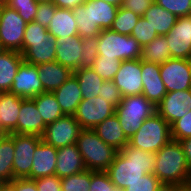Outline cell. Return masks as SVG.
Returning <instances> with one entry per match:
<instances>
[{
	"mask_svg": "<svg viewBox=\"0 0 191 191\" xmlns=\"http://www.w3.org/2000/svg\"><path fill=\"white\" fill-rule=\"evenodd\" d=\"M191 110V89L167 92L156 112L171 126Z\"/></svg>",
	"mask_w": 191,
	"mask_h": 191,
	"instance_id": "obj_16",
	"label": "cell"
},
{
	"mask_svg": "<svg viewBox=\"0 0 191 191\" xmlns=\"http://www.w3.org/2000/svg\"><path fill=\"white\" fill-rule=\"evenodd\" d=\"M140 16L134 14L128 9L118 8L116 18L113 21L111 30L119 34L131 35L132 30L136 26Z\"/></svg>",
	"mask_w": 191,
	"mask_h": 191,
	"instance_id": "obj_34",
	"label": "cell"
},
{
	"mask_svg": "<svg viewBox=\"0 0 191 191\" xmlns=\"http://www.w3.org/2000/svg\"><path fill=\"white\" fill-rule=\"evenodd\" d=\"M56 6L52 2L38 3L37 13L34 22L48 28L56 12Z\"/></svg>",
	"mask_w": 191,
	"mask_h": 191,
	"instance_id": "obj_45",
	"label": "cell"
},
{
	"mask_svg": "<svg viewBox=\"0 0 191 191\" xmlns=\"http://www.w3.org/2000/svg\"><path fill=\"white\" fill-rule=\"evenodd\" d=\"M102 1L113 4L117 7H120L122 4V0H102Z\"/></svg>",
	"mask_w": 191,
	"mask_h": 191,
	"instance_id": "obj_55",
	"label": "cell"
},
{
	"mask_svg": "<svg viewBox=\"0 0 191 191\" xmlns=\"http://www.w3.org/2000/svg\"><path fill=\"white\" fill-rule=\"evenodd\" d=\"M171 59L169 45L165 36H158L142 47L140 60L145 62L163 64Z\"/></svg>",
	"mask_w": 191,
	"mask_h": 191,
	"instance_id": "obj_33",
	"label": "cell"
},
{
	"mask_svg": "<svg viewBox=\"0 0 191 191\" xmlns=\"http://www.w3.org/2000/svg\"><path fill=\"white\" fill-rule=\"evenodd\" d=\"M72 11L76 20L78 35L81 38L91 37L90 8L80 4L73 8Z\"/></svg>",
	"mask_w": 191,
	"mask_h": 191,
	"instance_id": "obj_38",
	"label": "cell"
},
{
	"mask_svg": "<svg viewBox=\"0 0 191 191\" xmlns=\"http://www.w3.org/2000/svg\"><path fill=\"white\" fill-rule=\"evenodd\" d=\"M155 2V0H122L121 8L128 9L134 14L143 17L145 11Z\"/></svg>",
	"mask_w": 191,
	"mask_h": 191,
	"instance_id": "obj_48",
	"label": "cell"
},
{
	"mask_svg": "<svg viewBox=\"0 0 191 191\" xmlns=\"http://www.w3.org/2000/svg\"><path fill=\"white\" fill-rule=\"evenodd\" d=\"M14 133L6 134L0 141V178L10 182L13 178Z\"/></svg>",
	"mask_w": 191,
	"mask_h": 191,
	"instance_id": "obj_32",
	"label": "cell"
},
{
	"mask_svg": "<svg viewBox=\"0 0 191 191\" xmlns=\"http://www.w3.org/2000/svg\"><path fill=\"white\" fill-rule=\"evenodd\" d=\"M24 99L10 92L0 93V127L7 134H17L18 114Z\"/></svg>",
	"mask_w": 191,
	"mask_h": 191,
	"instance_id": "obj_23",
	"label": "cell"
},
{
	"mask_svg": "<svg viewBox=\"0 0 191 191\" xmlns=\"http://www.w3.org/2000/svg\"><path fill=\"white\" fill-rule=\"evenodd\" d=\"M141 71L142 95L157 106L167 93L160 75V64L141 60Z\"/></svg>",
	"mask_w": 191,
	"mask_h": 191,
	"instance_id": "obj_17",
	"label": "cell"
},
{
	"mask_svg": "<svg viewBox=\"0 0 191 191\" xmlns=\"http://www.w3.org/2000/svg\"><path fill=\"white\" fill-rule=\"evenodd\" d=\"M171 137L175 141L191 137V110L171 125Z\"/></svg>",
	"mask_w": 191,
	"mask_h": 191,
	"instance_id": "obj_42",
	"label": "cell"
},
{
	"mask_svg": "<svg viewBox=\"0 0 191 191\" xmlns=\"http://www.w3.org/2000/svg\"><path fill=\"white\" fill-rule=\"evenodd\" d=\"M161 185L160 180L153 174H145L140 180L130 184L125 188V191H157V188Z\"/></svg>",
	"mask_w": 191,
	"mask_h": 191,
	"instance_id": "obj_44",
	"label": "cell"
},
{
	"mask_svg": "<svg viewBox=\"0 0 191 191\" xmlns=\"http://www.w3.org/2000/svg\"><path fill=\"white\" fill-rule=\"evenodd\" d=\"M0 191H15L14 189V179L10 182H4L0 186Z\"/></svg>",
	"mask_w": 191,
	"mask_h": 191,
	"instance_id": "obj_54",
	"label": "cell"
},
{
	"mask_svg": "<svg viewBox=\"0 0 191 191\" xmlns=\"http://www.w3.org/2000/svg\"><path fill=\"white\" fill-rule=\"evenodd\" d=\"M56 161L55 175L60 178L86 170L76 143L57 149Z\"/></svg>",
	"mask_w": 191,
	"mask_h": 191,
	"instance_id": "obj_22",
	"label": "cell"
},
{
	"mask_svg": "<svg viewBox=\"0 0 191 191\" xmlns=\"http://www.w3.org/2000/svg\"><path fill=\"white\" fill-rule=\"evenodd\" d=\"M2 4L15 9L26 23L34 21L38 8L35 0H2Z\"/></svg>",
	"mask_w": 191,
	"mask_h": 191,
	"instance_id": "obj_37",
	"label": "cell"
},
{
	"mask_svg": "<svg viewBox=\"0 0 191 191\" xmlns=\"http://www.w3.org/2000/svg\"><path fill=\"white\" fill-rule=\"evenodd\" d=\"M91 171L84 170L80 173L61 178L62 191H90Z\"/></svg>",
	"mask_w": 191,
	"mask_h": 191,
	"instance_id": "obj_36",
	"label": "cell"
},
{
	"mask_svg": "<svg viewBox=\"0 0 191 191\" xmlns=\"http://www.w3.org/2000/svg\"><path fill=\"white\" fill-rule=\"evenodd\" d=\"M27 23L15 9L2 4L0 10V44L3 50L22 54L23 39Z\"/></svg>",
	"mask_w": 191,
	"mask_h": 191,
	"instance_id": "obj_8",
	"label": "cell"
},
{
	"mask_svg": "<svg viewBox=\"0 0 191 191\" xmlns=\"http://www.w3.org/2000/svg\"><path fill=\"white\" fill-rule=\"evenodd\" d=\"M179 143L183 149L184 155L188 163V167H190L191 166V137L182 139L179 141Z\"/></svg>",
	"mask_w": 191,
	"mask_h": 191,
	"instance_id": "obj_51",
	"label": "cell"
},
{
	"mask_svg": "<svg viewBox=\"0 0 191 191\" xmlns=\"http://www.w3.org/2000/svg\"><path fill=\"white\" fill-rule=\"evenodd\" d=\"M100 89L101 91L99 92V96L107 100V102L111 103L115 108L122 101L123 97L121 92L113 81H104Z\"/></svg>",
	"mask_w": 191,
	"mask_h": 191,
	"instance_id": "obj_46",
	"label": "cell"
},
{
	"mask_svg": "<svg viewBox=\"0 0 191 191\" xmlns=\"http://www.w3.org/2000/svg\"><path fill=\"white\" fill-rule=\"evenodd\" d=\"M34 181L38 191H62L61 178L57 175L37 178Z\"/></svg>",
	"mask_w": 191,
	"mask_h": 191,
	"instance_id": "obj_47",
	"label": "cell"
},
{
	"mask_svg": "<svg viewBox=\"0 0 191 191\" xmlns=\"http://www.w3.org/2000/svg\"><path fill=\"white\" fill-rule=\"evenodd\" d=\"M155 2L177 17L191 15V0H155Z\"/></svg>",
	"mask_w": 191,
	"mask_h": 191,
	"instance_id": "obj_43",
	"label": "cell"
},
{
	"mask_svg": "<svg viewBox=\"0 0 191 191\" xmlns=\"http://www.w3.org/2000/svg\"><path fill=\"white\" fill-rule=\"evenodd\" d=\"M64 115H74L79 103L82 101V93L78 80L72 75L58 89L53 91Z\"/></svg>",
	"mask_w": 191,
	"mask_h": 191,
	"instance_id": "obj_25",
	"label": "cell"
},
{
	"mask_svg": "<svg viewBox=\"0 0 191 191\" xmlns=\"http://www.w3.org/2000/svg\"><path fill=\"white\" fill-rule=\"evenodd\" d=\"M4 183V181L0 178V186Z\"/></svg>",
	"mask_w": 191,
	"mask_h": 191,
	"instance_id": "obj_58",
	"label": "cell"
},
{
	"mask_svg": "<svg viewBox=\"0 0 191 191\" xmlns=\"http://www.w3.org/2000/svg\"><path fill=\"white\" fill-rule=\"evenodd\" d=\"M141 73L140 59L121 61L119 71L112 81L120 90L122 97L142 95L143 83Z\"/></svg>",
	"mask_w": 191,
	"mask_h": 191,
	"instance_id": "obj_14",
	"label": "cell"
},
{
	"mask_svg": "<svg viewBox=\"0 0 191 191\" xmlns=\"http://www.w3.org/2000/svg\"><path fill=\"white\" fill-rule=\"evenodd\" d=\"M46 125L64 116L53 92H44L31 98Z\"/></svg>",
	"mask_w": 191,
	"mask_h": 191,
	"instance_id": "obj_30",
	"label": "cell"
},
{
	"mask_svg": "<svg viewBox=\"0 0 191 191\" xmlns=\"http://www.w3.org/2000/svg\"><path fill=\"white\" fill-rule=\"evenodd\" d=\"M23 61L20 52L4 50L0 53V93L10 91L14 76Z\"/></svg>",
	"mask_w": 191,
	"mask_h": 191,
	"instance_id": "obj_27",
	"label": "cell"
},
{
	"mask_svg": "<svg viewBox=\"0 0 191 191\" xmlns=\"http://www.w3.org/2000/svg\"><path fill=\"white\" fill-rule=\"evenodd\" d=\"M56 39L47 28L36 22L27 23L22 46L23 60L39 65L56 61Z\"/></svg>",
	"mask_w": 191,
	"mask_h": 191,
	"instance_id": "obj_3",
	"label": "cell"
},
{
	"mask_svg": "<svg viewBox=\"0 0 191 191\" xmlns=\"http://www.w3.org/2000/svg\"><path fill=\"white\" fill-rule=\"evenodd\" d=\"M76 145L86 169L90 171H106L118 153V150L107 145L93 129H82Z\"/></svg>",
	"mask_w": 191,
	"mask_h": 191,
	"instance_id": "obj_4",
	"label": "cell"
},
{
	"mask_svg": "<svg viewBox=\"0 0 191 191\" xmlns=\"http://www.w3.org/2000/svg\"><path fill=\"white\" fill-rule=\"evenodd\" d=\"M9 92L23 98H33L44 93L39 79L38 66L23 61L14 76Z\"/></svg>",
	"mask_w": 191,
	"mask_h": 191,
	"instance_id": "obj_15",
	"label": "cell"
},
{
	"mask_svg": "<svg viewBox=\"0 0 191 191\" xmlns=\"http://www.w3.org/2000/svg\"><path fill=\"white\" fill-rule=\"evenodd\" d=\"M93 130L107 145L118 151L124 148L126 144H129L116 113L99 123Z\"/></svg>",
	"mask_w": 191,
	"mask_h": 191,
	"instance_id": "obj_26",
	"label": "cell"
},
{
	"mask_svg": "<svg viewBox=\"0 0 191 191\" xmlns=\"http://www.w3.org/2000/svg\"><path fill=\"white\" fill-rule=\"evenodd\" d=\"M187 171L188 163L179 141L171 140L155 153L153 174L161 183L183 186Z\"/></svg>",
	"mask_w": 191,
	"mask_h": 191,
	"instance_id": "obj_2",
	"label": "cell"
},
{
	"mask_svg": "<svg viewBox=\"0 0 191 191\" xmlns=\"http://www.w3.org/2000/svg\"><path fill=\"white\" fill-rule=\"evenodd\" d=\"M115 112L116 108L98 95L97 97L82 99L73 116L79 122L81 129H94L106 118L114 115Z\"/></svg>",
	"mask_w": 191,
	"mask_h": 191,
	"instance_id": "obj_9",
	"label": "cell"
},
{
	"mask_svg": "<svg viewBox=\"0 0 191 191\" xmlns=\"http://www.w3.org/2000/svg\"><path fill=\"white\" fill-rule=\"evenodd\" d=\"M73 75L79 82L82 99L97 97L101 91L100 87L105 80L96 74L91 68H78Z\"/></svg>",
	"mask_w": 191,
	"mask_h": 191,
	"instance_id": "obj_31",
	"label": "cell"
},
{
	"mask_svg": "<svg viewBox=\"0 0 191 191\" xmlns=\"http://www.w3.org/2000/svg\"><path fill=\"white\" fill-rule=\"evenodd\" d=\"M131 36L134 37L142 47L158 37L157 32L153 30L143 17H140L138 20L136 26L132 30Z\"/></svg>",
	"mask_w": 191,
	"mask_h": 191,
	"instance_id": "obj_39",
	"label": "cell"
},
{
	"mask_svg": "<svg viewBox=\"0 0 191 191\" xmlns=\"http://www.w3.org/2000/svg\"><path fill=\"white\" fill-rule=\"evenodd\" d=\"M115 113L126 138L129 140L141 127L143 121L156 113V106L144 95L126 96L116 107Z\"/></svg>",
	"mask_w": 191,
	"mask_h": 191,
	"instance_id": "obj_6",
	"label": "cell"
},
{
	"mask_svg": "<svg viewBox=\"0 0 191 191\" xmlns=\"http://www.w3.org/2000/svg\"><path fill=\"white\" fill-rule=\"evenodd\" d=\"M15 191H38L34 180L28 178L14 179Z\"/></svg>",
	"mask_w": 191,
	"mask_h": 191,
	"instance_id": "obj_49",
	"label": "cell"
},
{
	"mask_svg": "<svg viewBox=\"0 0 191 191\" xmlns=\"http://www.w3.org/2000/svg\"><path fill=\"white\" fill-rule=\"evenodd\" d=\"M183 186L184 191H191V166L188 167L187 177Z\"/></svg>",
	"mask_w": 191,
	"mask_h": 191,
	"instance_id": "obj_53",
	"label": "cell"
},
{
	"mask_svg": "<svg viewBox=\"0 0 191 191\" xmlns=\"http://www.w3.org/2000/svg\"><path fill=\"white\" fill-rule=\"evenodd\" d=\"M86 0H52L57 8L73 9L77 5L83 4Z\"/></svg>",
	"mask_w": 191,
	"mask_h": 191,
	"instance_id": "obj_50",
	"label": "cell"
},
{
	"mask_svg": "<svg viewBox=\"0 0 191 191\" xmlns=\"http://www.w3.org/2000/svg\"><path fill=\"white\" fill-rule=\"evenodd\" d=\"M154 164L155 153L126 144L118 151L106 172L112 183L125 189L140 180L145 174L153 173Z\"/></svg>",
	"mask_w": 191,
	"mask_h": 191,
	"instance_id": "obj_1",
	"label": "cell"
},
{
	"mask_svg": "<svg viewBox=\"0 0 191 191\" xmlns=\"http://www.w3.org/2000/svg\"><path fill=\"white\" fill-rule=\"evenodd\" d=\"M83 4L90 8L91 37L111 28L119 7L102 0H86Z\"/></svg>",
	"mask_w": 191,
	"mask_h": 191,
	"instance_id": "obj_20",
	"label": "cell"
},
{
	"mask_svg": "<svg viewBox=\"0 0 191 191\" xmlns=\"http://www.w3.org/2000/svg\"><path fill=\"white\" fill-rule=\"evenodd\" d=\"M37 66L39 79L45 92H53L58 89L73 75L71 69L64 67L56 61L39 64Z\"/></svg>",
	"mask_w": 191,
	"mask_h": 191,
	"instance_id": "obj_24",
	"label": "cell"
},
{
	"mask_svg": "<svg viewBox=\"0 0 191 191\" xmlns=\"http://www.w3.org/2000/svg\"><path fill=\"white\" fill-rule=\"evenodd\" d=\"M7 133L0 127V141L3 139V137L6 135Z\"/></svg>",
	"mask_w": 191,
	"mask_h": 191,
	"instance_id": "obj_56",
	"label": "cell"
},
{
	"mask_svg": "<svg viewBox=\"0 0 191 191\" xmlns=\"http://www.w3.org/2000/svg\"><path fill=\"white\" fill-rule=\"evenodd\" d=\"M46 129L35 102L25 98L20 107L17 120V134H28L42 137Z\"/></svg>",
	"mask_w": 191,
	"mask_h": 191,
	"instance_id": "obj_18",
	"label": "cell"
},
{
	"mask_svg": "<svg viewBox=\"0 0 191 191\" xmlns=\"http://www.w3.org/2000/svg\"><path fill=\"white\" fill-rule=\"evenodd\" d=\"M82 40L79 35L57 38L56 62L64 67L71 69L73 72L81 68L82 61Z\"/></svg>",
	"mask_w": 191,
	"mask_h": 191,
	"instance_id": "obj_19",
	"label": "cell"
},
{
	"mask_svg": "<svg viewBox=\"0 0 191 191\" xmlns=\"http://www.w3.org/2000/svg\"><path fill=\"white\" fill-rule=\"evenodd\" d=\"M98 56L120 61L140 59L142 46L131 35L105 29L98 35Z\"/></svg>",
	"mask_w": 191,
	"mask_h": 191,
	"instance_id": "obj_7",
	"label": "cell"
},
{
	"mask_svg": "<svg viewBox=\"0 0 191 191\" xmlns=\"http://www.w3.org/2000/svg\"><path fill=\"white\" fill-rule=\"evenodd\" d=\"M47 30L55 39L77 36V24L72 9L56 8Z\"/></svg>",
	"mask_w": 191,
	"mask_h": 191,
	"instance_id": "obj_28",
	"label": "cell"
},
{
	"mask_svg": "<svg viewBox=\"0 0 191 191\" xmlns=\"http://www.w3.org/2000/svg\"><path fill=\"white\" fill-rule=\"evenodd\" d=\"M2 51H4V50H3V48L1 47V44H0V53H1Z\"/></svg>",
	"mask_w": 191,
	"mask_h": 191,
	"instance_id": "obj_59",
	"label": "cell"
},
{
	"mask_svg": "<svg viewBox=\"0 0 191 191\" xmlns=\"http://www.w3.org/2000/svg\"><path fill=\"white\" fill-rule=\"evenodd\" d=\"M81 130L79 122L73 115H64L46 125L42 140L59 149L75 144Z\"/></svg>",
	"mask_w": 191,
	"mask_h": 191,
	"instance_id": "obj_10",
	"label": "cell"
},
{
	"mask_svg": "<svg viewBox=\"0 0 191 191\" xmlns=\"http://www.w3.org/2000/svg\"><path fill=\"white\" fill-rule=\"evenodd\" d=\"M171 58L191 59V15L181 16L167 35Z\"/></svg>",
	"mask_w": 191,
	"mask_h": 191,
	"instance_id": "obj_13",
	"label": "cell"
},
{
	"mask_svg": "<svg viewBox=\"0 0 191 191\" xmlns=\"http://www.w3.org/2000/svg\"><path fill=\"white\" fill-rule=\"evenodd\" d=\"M171 140V126L156 112L143 121L138 131L129 139V145L157 153Z\"/></svg>",
	"mask_w": 191,
	"mask_h": 191,
	"instance_id": "obj_5",
	"label": "cell"
},
{
	"mask_svg": "<svg viewBox=\"0 0 191 191\" xmlns=\"http://www.w3.org/2000/svg\"><path fill=\"white\" fill-rule=\"evenodd\" d=\"M143 18L157 32L158 36H164L173 28L178 17L154 2L145 11Z\"/></svg>",
	"mask_w": 191,
	"mask_h": 191,
	"instance_id": "obj_29",
	"label": "cell"
},
{
	"mask_svg": "<svg viewBox=\"0 0 191 191\" xmlns=\"http://www.w3.org/2000/svg\"><path fill=\"white\" fill-rule=\"evenodd\" d=\"M90 191H125L116 186L106 171H91Z\"/></svg>",
	"mask_w": 191,
	"mask_h": 191,
	"instance_id": "obj_40",
	"label": "cell"
},
{
	"mask_svg": "<svg viewBox=\"0 0 191 191\" xmlns=\"http://www.w3.org/2000/svg\"><path fill=\"white\" fill-rule=\"evenodd\" d=\"M160 75L167 92L191 89L190 59H168L160 64Z\"/></svg>",
	"mask_w": 191,
	"mask_h": 191,
	"instance_id": "obj_12",
	"label": "cell"
},
{
	"mask_svg": "<svg viewBox=\"0 0 191 191\" xmlns=\"http://www.w3.org/2000/svg\"><path fill=\"white\" fill-rule=\"evenodd\" d=\"M98 36L83 38L82 40V61L81 68H89L98 56Z\"/></svg>",
	"mask_w": 191,
	"mask_h": 191,
	"instance_id": "obj_41",
	"label": "cell"
},
{
	"mask_svg": "<svg viewBox=\"0 0 191 191\" xmlns=\"http://www.w3.org/2000/svg\"><path fill=\"white\" fill-rule=\"evenodd\" d=\"M37 3L51 2L52 0H35Z\"/></svg>",
	"mask_w": 191,
	"mask_h": 191,
	"instance_id": "obj_57",
	"label": "cell"
},
{
	"mask_svg": "<svg viewBox=\"0 0 191 191\" xmlns=\"http://www.w3.org/2000/svg\"><path fill=\"white\" fill-rule=\"evenodd\" d=\"M42 137L28 134H14L13 178L30 179L33 154Z\"/></svg>",
	"mask_w": 191,
	"mask_h": 191,
	"instance_id": "obj_11",
	"label": "cell"
},
{
	"mask_svg": "<svg viewBox=\"0 0 191 191\" xmlns=\"http://www.w3.org/2000/svg\"><path fill=\"white\" fill-rule=\"evenodd\" d=\"M121 61L115 58L97 56L91 67L103 80L112 81L119 71Z\"/></svg>",
	"mask_w": 191,
	"mask_h": 191,
	"instance_id": "obj_35",
	"label": "cell"
},
{
	"mask_svg": "<svg viewBox=\"0 0 191 191\" xmlns=\"http://www.w3.org/2000/svg\"><path fill=\"white\" fill-rule=\"evenodd\" d=\"M57 149L43 140L37 145L33 154L30 179L55 175Z\"/></svg>",
	"mask_w": 191,
	"mask_h": 191,
	"instance_id": "obj_21",
	"label": "cell"
},
{
	"mask_svg": "<svg viewBox=\"0 0 191 191\" xmlns=\"http://www.w3.org/2000/svg\"><path fill=\"white\" fill-rule=\"evenodd\" d=\"M157 191H184V186L178 184L161 183Z\"/></svg>",
	"mask_w": 191,
	"mask_h": 191,
	"instance_id": "obj_52",
	"label": "cell"
}]
</instances>
